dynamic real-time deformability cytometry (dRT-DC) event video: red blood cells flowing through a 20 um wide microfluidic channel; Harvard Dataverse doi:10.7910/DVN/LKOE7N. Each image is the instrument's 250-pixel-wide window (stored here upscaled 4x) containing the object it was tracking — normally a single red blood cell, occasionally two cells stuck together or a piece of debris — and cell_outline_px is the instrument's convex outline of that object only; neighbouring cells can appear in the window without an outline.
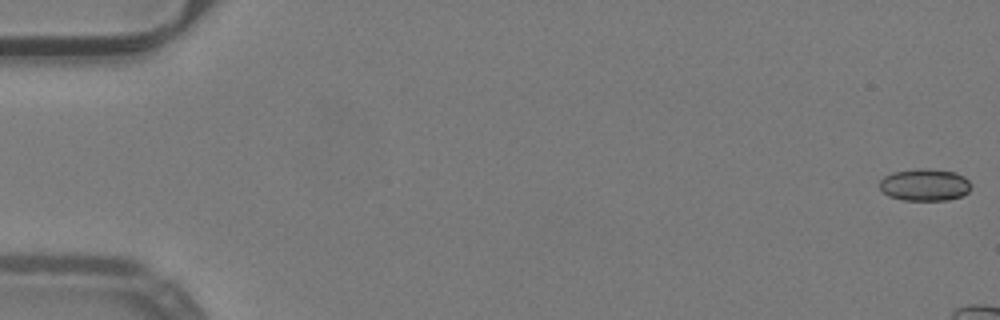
{"species": "common noctule bat (a hibernating species)", "species_latin": "Nyctalus noctula", "temperature_condition": "warm", "stored_images_in_passage": 8, "camera_frame_rate_fps": 3000, "um_per_image_px": 0.085, "animal": {"sex": "male", "body_mass_g": 19.2, "forearm_length_mm": 51.8}, "frame": {"image": 1, "passage_image": 1, "time_ms": 0.0, "image_size_px": [1000, 320], "cell_outline_px": [[972, 184], [968, 192], [960, 196], [948, 200], [904, 200], [888, 196], [880, 188], [880, 180], [884, 176], [892, 172], [916, 168], [928, 168], [956, 172], [964, 176]], "centroid_in_image_um": [78.61, 15.69], "position_along_channel_um": 6.4, "area_um2": 17.28}}